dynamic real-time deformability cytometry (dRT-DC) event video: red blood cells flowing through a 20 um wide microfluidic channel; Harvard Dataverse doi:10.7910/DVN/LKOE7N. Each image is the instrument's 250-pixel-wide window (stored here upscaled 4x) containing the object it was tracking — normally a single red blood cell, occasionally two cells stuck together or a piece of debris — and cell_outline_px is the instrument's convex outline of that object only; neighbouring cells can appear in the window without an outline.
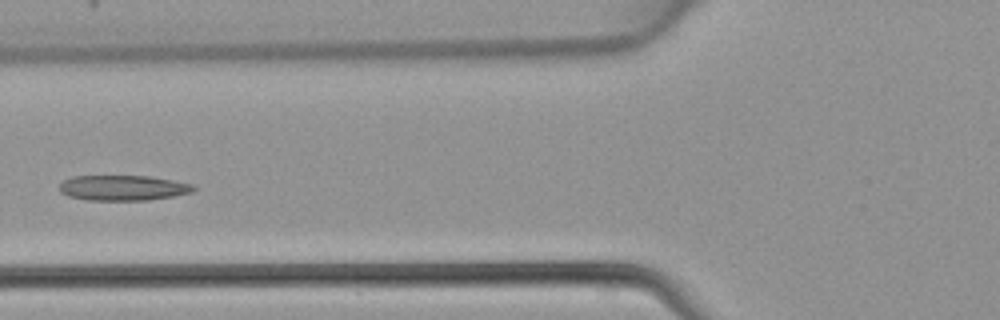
{"species": "common noctule bat (a hibernating species)", "species_latin": "Nyctalus noctula", "temperature_condition": "warm", "stored_images_in_passage": 6, "camera_frame_rate_fps": 3000, "um_per_image_px": 0.085, "animal": {"sex": "female", "body_mass_g": 22.7, "forearm_length_mm": 54.2}, "frame": {"image": 1, "passage_image": 5, "time_ms": 1.333, "image_size_px": [1000, 320], "cell_outline_px": [[196, 188], [192, 192], [172, 196], [148, 200], [88, 200], [68, 196], [60, 192], [60, 184], [64, 180], [72, 176], [148, 176], [196, 184]], "centroid_in_image_um": [10.47, 15.96], "position_along_channel_um": 115.3, "area_um2": 19.77}}
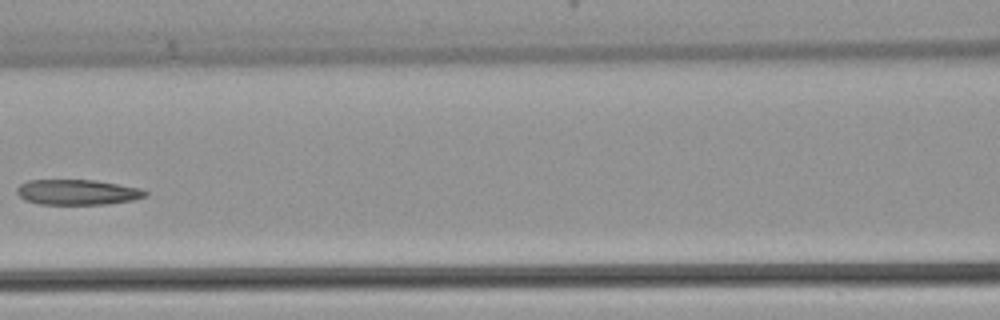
{"frame": {"image": 2, "passage_image": 6, "time_ms": 1.667, "image_size_px": [1000, 320], "cell_outline_px": [[148, 196], [132, 200], [108, 204], [40, 204], [24, 200], [16, 192], [16, 188], [20, 184], [28, 180], [96, 180], [140, 188], [148, 192]], "centroid_in_image_um": [6.58, 16.33], "position_along_channel_um": 160.0, "area_um2": 19.02}}